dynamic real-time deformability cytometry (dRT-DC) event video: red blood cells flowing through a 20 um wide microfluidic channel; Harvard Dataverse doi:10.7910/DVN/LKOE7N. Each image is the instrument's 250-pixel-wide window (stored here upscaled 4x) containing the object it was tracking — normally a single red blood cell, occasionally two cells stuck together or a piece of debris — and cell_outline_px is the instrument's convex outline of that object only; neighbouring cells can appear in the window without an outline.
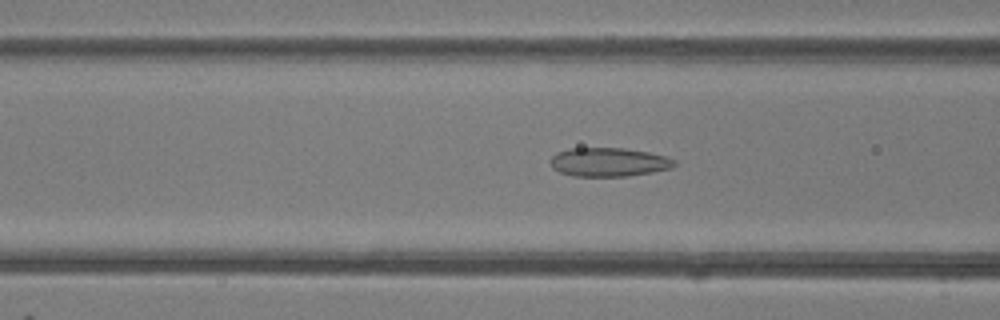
{"species": "common noctule bat (a hibernating species)", "species_latin": "Nyctalus noctula", "temperature_condition": "room temperature", "stored_images_in_passage": 48, "camera_frame_rate_fps": 3000, "um_per_image_px": 0.085, "animal": {"sex": "female"}, "frame": {"image": 1, "passage_image": 19, "time_ms": 6.0, "image_size_px": [1000, 320], "cell_outline_px": [[676, 164], [672, 168], [652, 172], [628, 176], [572, 176], [560, 172], [552, 168], [548, 160], [556, 152], [568, 148], [624, 148], [648, 152], [668, 156], [676, 160]], "centroid_in_image_um": [51.73, 13.77], "position_along_channel_um": 114.9, "area_um2": 21.1}}
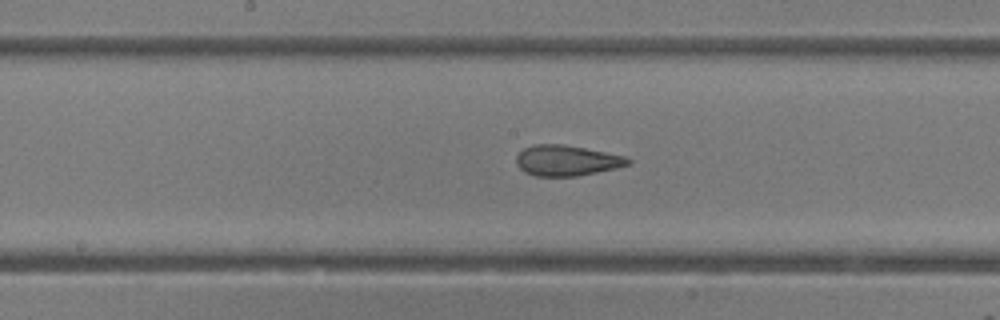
{"frame": {"image": 2, "passage_image": 25, "time_ms": 8.0, "image_size_px": [1000, 320], "cell_outline_px": [[632, 164], [616, 168], [580, 176], [536, 176], [524, 172], [516, 164], [516, 156], [524, 148], [532, 144], [564, 144], [628, 156], [632, 160]], "centroid_in_image_um": [48.21, 13.64], "position_along_channel_um": 200.0, "area_um2": 20.23}}
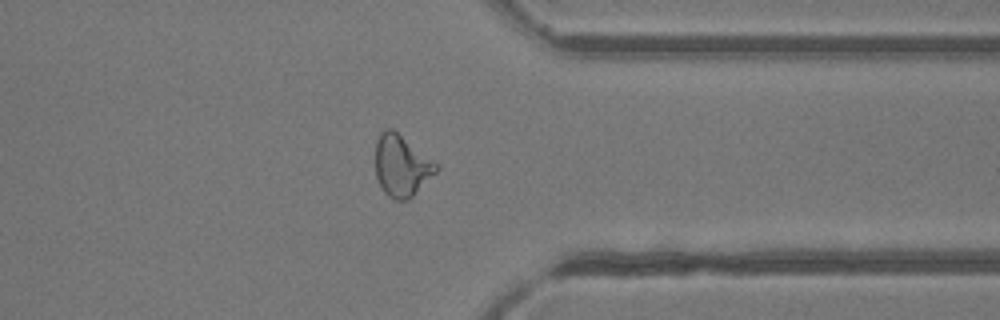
{"frame": {"image": 3, "passage_image": 38, "time_ms": 12.333, "image_size_px": [1000, 320], "cell_outline_px": [[440, 168], [408, 200], [396, 200], [388, 196], [384, 192], [376, 176], [376, 140], [380, 132], [384, 128], [392, 128], [436, 164]], "centroid_in_image_um": [34.09, 14.09], "position_along_channel_um": 377.3, "area_um2": 21.27}, "authors_computed_cell_mechanics": {"area_um2": 22.253, "velocity_mm_per_s": 4.2308, "shape_relaxation_time_tau1_ms": 8.6034, "shape_relaxation_time_tau2_ms": 1.2666, "deformation_change_tau1": 0.2092, "deformation_change_tau2": 0.0835}}